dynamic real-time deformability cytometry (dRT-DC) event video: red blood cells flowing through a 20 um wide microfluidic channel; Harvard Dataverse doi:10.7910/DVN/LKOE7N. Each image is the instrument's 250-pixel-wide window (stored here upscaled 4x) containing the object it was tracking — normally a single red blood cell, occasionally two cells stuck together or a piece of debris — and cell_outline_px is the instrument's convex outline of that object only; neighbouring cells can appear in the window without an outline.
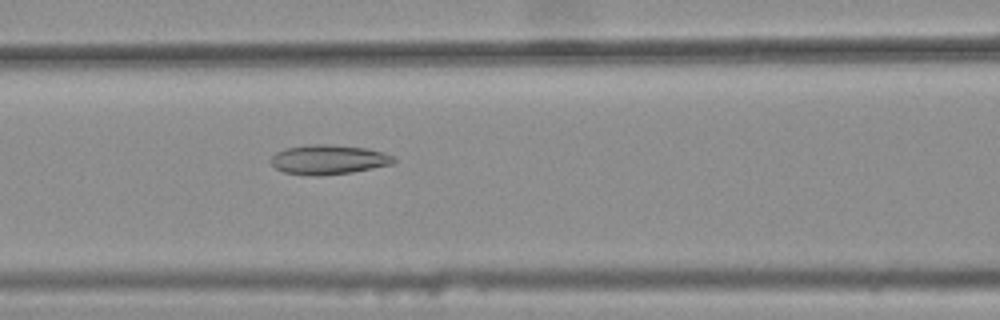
{"species": "common noctule bat (a hibernating species)", "species_latin": "Nyctalus noctula", "temperature_condition": "warm", "stored_images_in_passage": 47, "camera_frame_rate_fps": 3000, "um_per_image_px": 0.085, "animal": {"sex": "female", "body_mass_g": 25.1}, "frame": {"image": 1, "passage_image": 22, "time_ms": 7.0, "image_size_px": [1000, 320], "cell_outline_px": [[396, 160], [392, 164], [352, 172], [320, 176], [312, 176], [284, 172], [276, 168], [268, 160], [276, 152], [284, 148], [308, 144], [328, 144], [368, 148], [384, 152], [392, 156]], "centroid_in_image_um": [27.89, 13.56], "position_along_channel_um": 138.7, "area_um2": 21.33}}
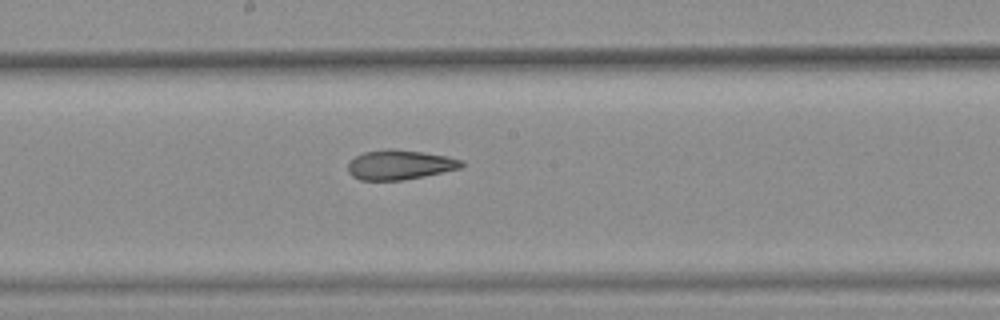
{"frame": {"image": 2, "passage_image": 28, "time_ms": 9.0, "image_size_px": [1000, 320], "cell_outline_px": [[464, 164], [460, 168], [424, 176], [400, 180], [360, 180], [352, 176], [348, 172], [348, 164], [356, 156], [364, 152], [388, 148], [392, 148], [424, 152], [448, 156], [464, 160]], "centroid_in_image_um": [33.99, 13.99], "position_along_channel_um": 214.2, "area_um2": 19.65}}
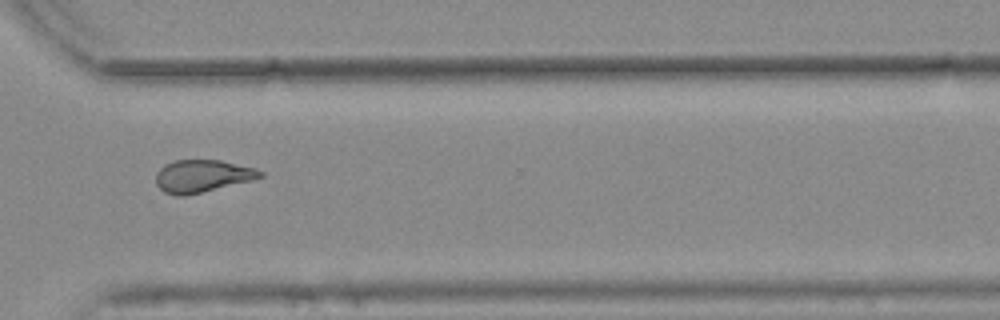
{"frame": {"image": 3, "passage_image": 39, "time_ms": 12.667, "image_size_px": [1000, 320], "cell_outline_px": [[264, 176], [252, 180], [184, 196], [176, 196], [164, 192], [156, 184], [156, 172], [164, 164], [176, 160], [220, 160], [256, 168], [264, 172]], "centroid_in_image_um": [17.18, 14.96], "position_along_channel_um": 353.4, "area_um2": 19.71}, "authors_computed_cell_mechanics": {"area_um2": 20.4612, "velocity_mm_per_s": 3.7864, "shape_relaxation_time_tau1_ms": null, "shape_relaxation_time_tau2_ms": 3.4017, "deformation_change_tau1": null, "deformation_change_tau2": 0.1262}}